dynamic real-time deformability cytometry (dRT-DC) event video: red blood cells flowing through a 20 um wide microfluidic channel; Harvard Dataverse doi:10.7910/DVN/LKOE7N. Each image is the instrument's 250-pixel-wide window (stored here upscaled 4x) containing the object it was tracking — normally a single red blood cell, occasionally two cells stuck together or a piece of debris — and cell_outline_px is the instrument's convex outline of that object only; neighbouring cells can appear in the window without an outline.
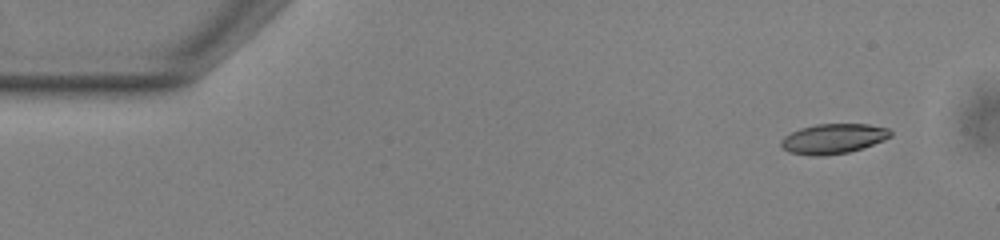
{"species": "common noctule bat (a hibernating species)", "species_latin": "Nyctalus noctula", "temperature_condition": "warm", "stored_images_in_passage": 50, "camera_frame_rate_fps": 3000, "um_per_image_px": 0.085, "animal": {"sex": "male", "body_mass_g": 13.0, "forearm_length_mm": 53.1}, "frame": {"image": 1, "passage_image": 1, "time_ms": 0.0, "image_size_px": [1000, 240], "cell_outline_px": [[892, 136], [884, 140], [864, 148], [848, 152], [824, 156], [808, 156], [788, 152], [780, 144], [780, 140], [784, 136], [800, 128], [816, 124], [868, 124], [888, 128], [892, 132]], "centroid_in_image_um": [70.83, 11.8], "position_along_channel_um": 14.2, "area_um2": 19.31}}
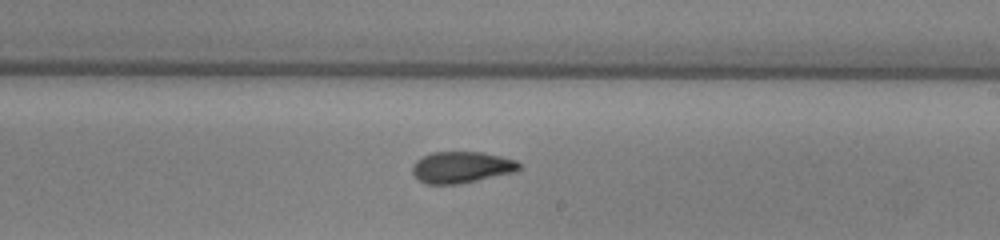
{"frame": {"image": 2, "passage_image": 28, "time_ms": 9.0, "image_size_px": [1000, 240], "cell_outline_px": [[520, 168], [516, 172], [460, 184], [428, 184], [420, 180], [412, 172], [412, 164], [420, 156], [432, 152], [480, 152], [500, 156], [516, 160], [520, 164]], "centroid_in_image_um": [39.22, 14.21], "position_along_channel_um": 249.8, "area_um2": 19.65}}
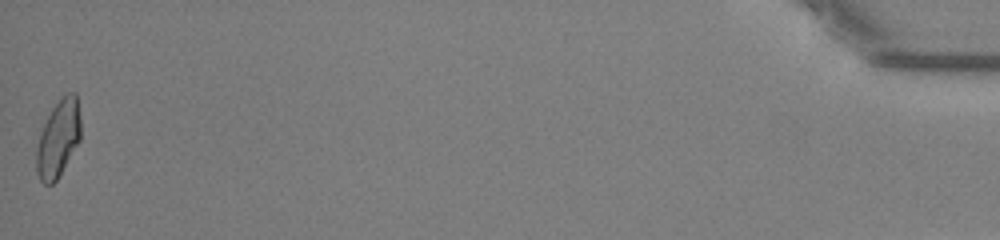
{"frame": {"image": 3, "passage_image": 50, "time_ms": 16.333, "image_size_px": [1000, 240], "cell_outline_px": [[80, 140], [56, 180], [52, 184], [44, 184], [40, 180], [36, 172], [36, 148], [40, 132], [52, 108], [68, 92], [76, 92], [80, 116]], "centroid_in_image_um": [4.94, 11.78], "position_along_channel_um": 430.3, "area_um2": 19.65}, "authors_computed_cell_mechanics": {"area_um2": 19.7676, "velocity_mm_per_s": 3.8611, "shape_relaxation_time_tau1_ms": 8.4485, "shape_relaxation_time_tau2_ms": 2.2664, "deformation_change_tau1": 0.2021, "deformation_change_tau2": 0.09}}